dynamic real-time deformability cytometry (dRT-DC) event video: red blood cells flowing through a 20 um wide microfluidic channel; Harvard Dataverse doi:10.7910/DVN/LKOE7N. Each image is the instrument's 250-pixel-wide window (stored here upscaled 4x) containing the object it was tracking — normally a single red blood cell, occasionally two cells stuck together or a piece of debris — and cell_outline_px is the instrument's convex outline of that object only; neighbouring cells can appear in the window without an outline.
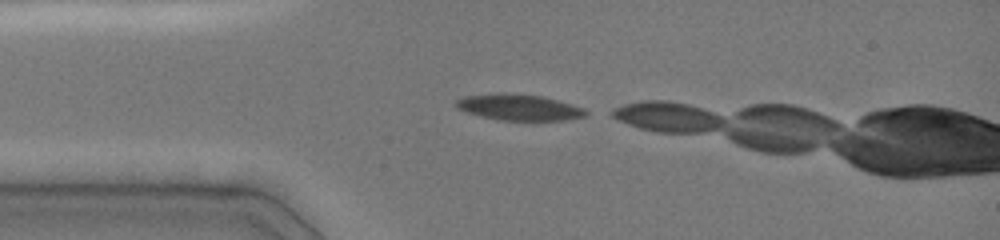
{"species": "common noctule bat (a hibernating species)", "species_latin": "Nyctalus noctula", "temperature_condition": "cold", "stored_images_in_passage": 4, "camera_frame_rate_fps": 3000, "um_per_image_px": 0.085, "animal": {"sex": "female", "body_mass_g": 19.0, "forearm_length_mm": 51.5}, "frame": {"image": 1, "passage_image": 1, "time_ms": 0.0, "image_size_px": [1000, 240], "cell_outline_px": [[592, 112], [588, 116], [564, 120], [500, 120], [468, 112], [456, 108], [456, 100], [464, 96], [504, 92], [540, 96], [572, 104], [584, 108]], "centroid_in_image_um": [44.17, 9.12], "position_along_channel_um": 40.8, "area_um2": 19.65}}